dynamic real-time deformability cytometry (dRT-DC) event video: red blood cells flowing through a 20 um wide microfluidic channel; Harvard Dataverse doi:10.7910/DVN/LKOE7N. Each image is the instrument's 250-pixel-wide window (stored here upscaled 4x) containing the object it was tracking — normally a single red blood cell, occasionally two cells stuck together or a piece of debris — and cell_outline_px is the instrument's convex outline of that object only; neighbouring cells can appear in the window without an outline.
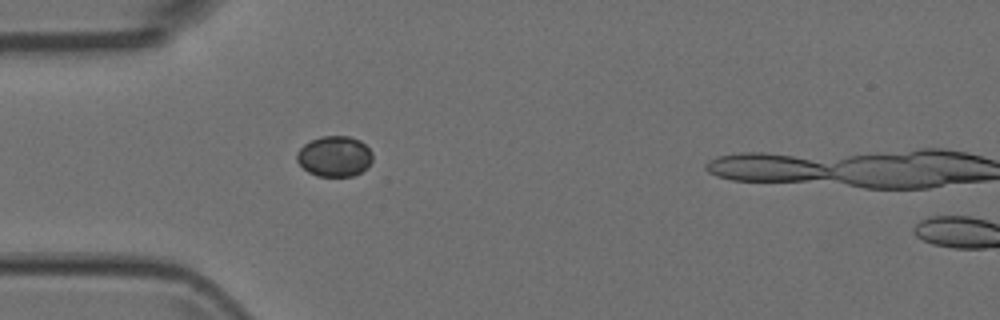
{"species": "Egyptian fruit bat (a non-hibernating species)", "species_latin": "Rousettus aegyptiacus", "temperature_condition": "room temperature", "stored_images_in_passage": 3, "camera_frame_rate_fps": 3000, "um_per_image_px": 0.085, "animal": {"sex": "female"}, "frame": {"image": 1, "passage_image": 2, "time_ms": 0.333, "image_size_px": [1000, 320], "cell_outline_px": [[372, 160], [360, 172], [352, 176], [316, 176], [308, 172], [296, 160], [296, 152], [304, 144], [320, 136], [348, 136], [360, 140], [372, 152]], "centroid_in_image_um": [28.4, 13.28], "position_along_channel_um": 56.6, "area_um2": 17.8}}